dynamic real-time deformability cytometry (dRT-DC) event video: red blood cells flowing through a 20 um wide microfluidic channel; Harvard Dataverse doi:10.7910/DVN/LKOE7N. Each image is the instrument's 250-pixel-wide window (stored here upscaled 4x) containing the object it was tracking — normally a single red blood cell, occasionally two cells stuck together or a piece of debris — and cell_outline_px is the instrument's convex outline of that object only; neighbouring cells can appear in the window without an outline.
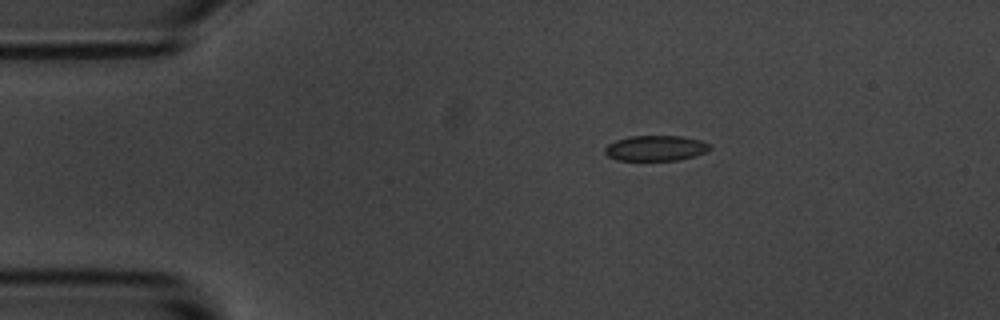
{"species": "common noctule bat (a hibernating species)", "species_latin": "Nyctalus noctula", "temperature_condition": "room temperature", "stored_images_in_passage": 3, "camera_frame_rate_fps": 3000, "um_per_image_px": 0.085, "animal": {"sex": "male", "body_mass_g": 20.1, "forearm_length_mm": 53.5}, "frame": {"image": 1, "passage_image": 2, "time_ms": 1.0, "image_size_px": [1000, 320], "cell_outline_px": [[712, 148], [696, 156], [680, 160], [620, 160], [608, 156], [604, 152], [604, 148], [608, 144], [616, 140], [628, 136], [680, 136], [700, 140], [708, 144]], "centroid_in_image_um": [55.72, 12.59], "position_along_channel_um": 29.3, "area_um2": 15.49}}